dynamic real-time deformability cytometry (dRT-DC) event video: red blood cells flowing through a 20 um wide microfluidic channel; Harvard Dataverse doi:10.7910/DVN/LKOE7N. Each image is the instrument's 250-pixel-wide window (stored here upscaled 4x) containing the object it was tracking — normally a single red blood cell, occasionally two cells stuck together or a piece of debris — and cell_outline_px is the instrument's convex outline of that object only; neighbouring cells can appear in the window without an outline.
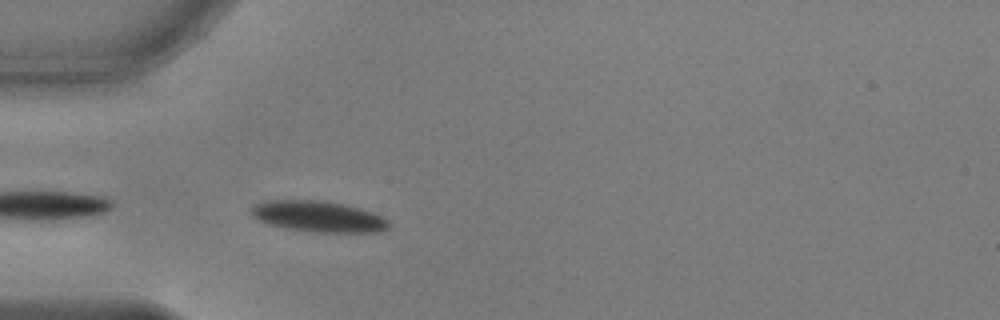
{"species": "common noctule bat (a hibernating species)", "species_latin": "Nyctalus noctula", "temperature_condition": "warm", "stored_images_in_passage": 5, "camera_frame_rate_fps": 3000, "um_per_image_px": 0.085, "animal": {"sex": "male", "body_mass_g": 17.9, "forearm_length_mm": 54.2}, "frame": {"image": 1, "passage_image": 2, "time_ms": 0.333, "image_size_px": [1000, 320], "cell_outline_px": [[388, 228], [380, 232], [312, 232], [284, 228], [268, 224], [252, 216], [252, 208], [256, 204], [264, 200], [320, 200], [344, 204], [360, 208], [372, 212], [388, 220]], "centroid_in_image_um": [27.05, 18.4], "position_along_channel_um": 57.9, "area_um2": 24.8}}